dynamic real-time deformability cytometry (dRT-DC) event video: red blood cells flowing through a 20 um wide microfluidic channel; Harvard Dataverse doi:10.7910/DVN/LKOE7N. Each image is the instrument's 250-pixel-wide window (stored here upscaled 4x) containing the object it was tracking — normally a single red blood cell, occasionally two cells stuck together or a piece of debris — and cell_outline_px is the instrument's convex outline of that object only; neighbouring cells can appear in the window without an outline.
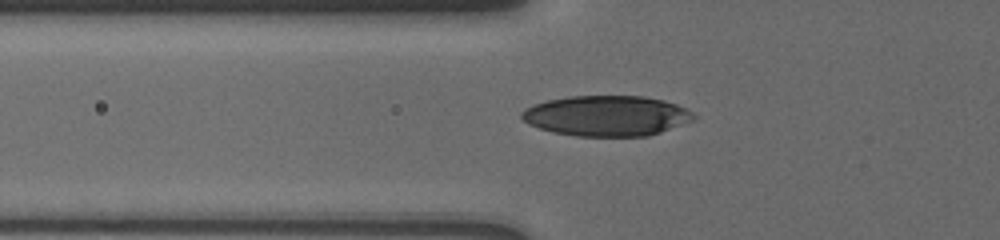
{"species": "human", "species_latin": "Homo sapiens", "temperature_condition": "cold", "stored_images_in_passage": 27, "camera_frame_rate_fps": 3000, "um_per_image_px": 0.085, "donor": {"sex": "male"}, "frame": {"image": 1, "passage_image": 2, "time_ms": 0.333, "image_size_px": [1000, 240], "cell_outline_px": [[696, 116], [692, 120], [660, 132], [648, 136], [576, 136], [552, 132], [528, 124], [520, 116], [520, 112], [524, 108], [532, 104], [548, 100], [568, 96], [640, 96], [664, 100], [676, 104], [692, 112]], "centroid_in_image_um": [51.51, 9.84], "position_along_channel_um": 74.3, "area_um2": 40.46}}
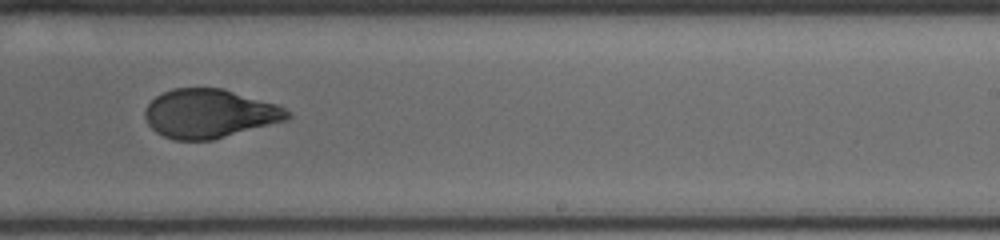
{"frame": {"image": 2, "passage_image": 15, "time_ms": 5.667, "image_size_px": [1000, 240], "cell_outline_px": [[292, 116], [288, 120], [212, 140], [172, 140], [156, 132], [148, 124], [144, 116], [144, 112], [148, 104], [156, 96], [172, 88], [224, 88], [276, 104], [292, 112]], "centroid_in_image_um": [17.82, 9.65], "position_along_channel_um": 271.2, "area_um2": 40.69}}
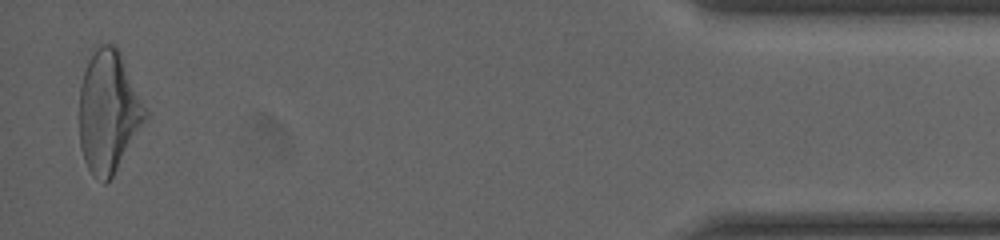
{"frame": {"image": 3, "passage_image": 27, "time_ms": 11.667, "image_size_px": [1000, 240], "cell_outline_px": [[148, 116], [112, 176], [104, 184], [92, 176], [84, 160], [80, 148], [80, 84], [88, 60], [96, 48], [100, 44], [112, 44], [120, 52], [148, 112]], "centroid_in_image_um": [9.21, 9.51], "position_along_channel_um": 426.0, "area_um2": 46.36}, "authors_computed_cell_mechanics": {"area_um2": 41.038, "velocity_mm_per_s": 3.7234, "shape_relaxation_time_tau1_ms": 5.8111, "shape_relaxation_time_tau2_ms": 0.9847, "deformation_change_tau1": 0.1537, "deformation_change_tau2": 0.0518}}